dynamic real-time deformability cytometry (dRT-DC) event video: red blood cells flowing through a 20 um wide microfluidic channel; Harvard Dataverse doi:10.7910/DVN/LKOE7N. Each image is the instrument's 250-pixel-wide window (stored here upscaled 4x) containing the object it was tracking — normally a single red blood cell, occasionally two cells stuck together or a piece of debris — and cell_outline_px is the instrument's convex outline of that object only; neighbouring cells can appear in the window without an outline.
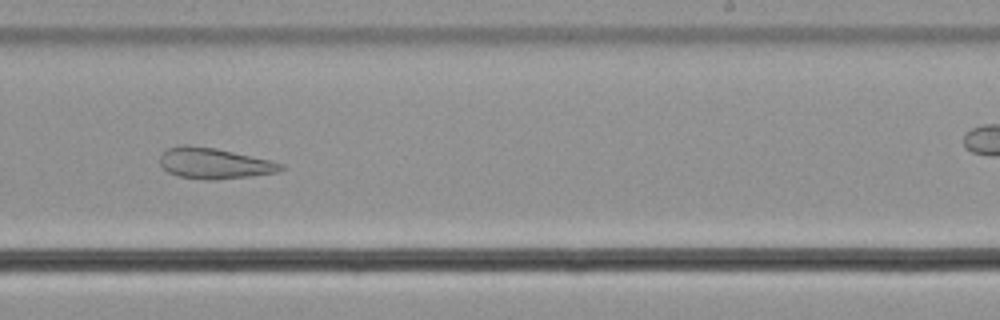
{"species": "common noctule bat (a hibernating species)", "species_latin": "Nyctalus noctula", "temperature_condition": "cold", "stored_images_in_passage": 53, "camera_frame_rate_fps": 3000, "um_per_image_px": 0.085, "animal": {"sex": "male", "body_mass_g": 21.5, "forearm_length_mm": 52.0}, "frame": {"image": 1, "passage_image": 31, "time_ms": 10.0, "image_size_px": [1000, 320], "cell_outline_px": [[284, 168], [276, 172], [248, 176], [212, 180], [204, 180], [180, 176], [168, 172], [160, 164], [160, 156], [168, 148], [184, 144], [216, 148], [272, 160], [284, 164]], "centroid_in_image_um": [18.21, 13.87], "position_along_channel_um": 270.8, "area_um2": 21.62}, "authors_computed_cell_mechanics": {"area_um2": 29.189, "velocity_mm_per_s": 3.7364, "shape_relaxation_time_tau1_ms": null, "shape_relaxation_time_tau2_ms": 6.722, "deformation_change_tau1": null, "deformation_change_tau2": 0.1619}}